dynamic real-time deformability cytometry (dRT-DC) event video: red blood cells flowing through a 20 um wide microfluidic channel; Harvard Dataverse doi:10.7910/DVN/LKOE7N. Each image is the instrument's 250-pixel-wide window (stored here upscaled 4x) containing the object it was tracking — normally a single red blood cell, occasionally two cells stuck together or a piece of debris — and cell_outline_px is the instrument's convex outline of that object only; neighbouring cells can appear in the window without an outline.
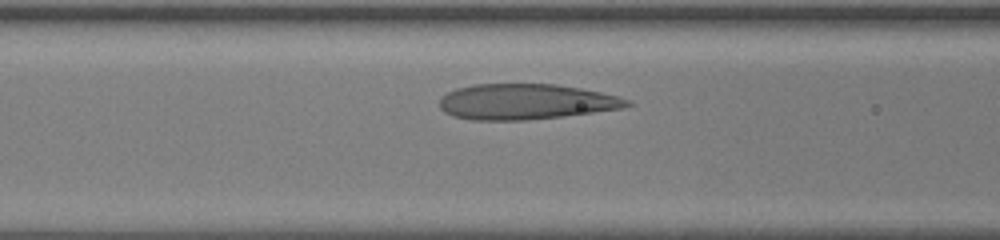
{"species": "human", "species_latin": "Homo sapiens", "temperature_condition": "room temperature", "stored_images_in_passage": 33, "camera_frame_rate_fps": 3000, "um_per_image_px": 0.085, "donor": {"sex": "female"}, "frame": {"image": 1, "passage_image": 11, "time_ms": 3.333, "image_size_px": [1000, 240], "cell_outline_px": [[632, 104], [624, 108], [560, 116], [524, 120], [472, 120], [452, 116], [444, 112], [440, 108], [440, 100], [448, 92], [456, 88], [476, 84], [556, 84], [580, 88], [620, 96], [632, 100]], "centroid_in_image_um": [44.7, 8.64], "position_along_channel_um": 121.9, "area_um2": 38.78}}
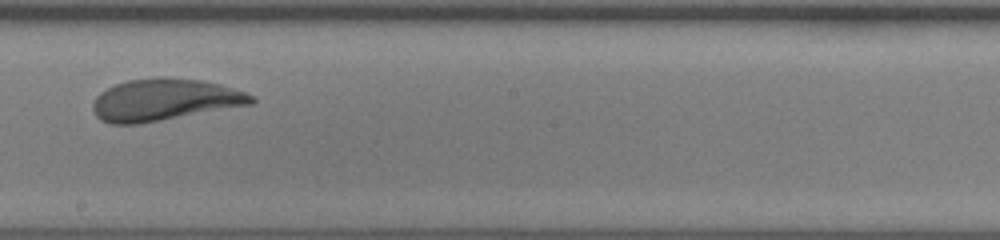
{"frame": {"image": 2, "passage_image": 20, "time_ms": 6.333, "image_size_px": [1000, 240], "cell_outline_px": [[256, 100], [252, 104], [140, 124], [108, 124], [100, 120], [92, 112], [92, 104], [96, 96], [100, 92], [116, 84], [128, 80], [164, 76], [200, 80], [220, 84], [256, 96]], "centroid_in_image_um": [13.95, 8.49], "position_along_channel_um": 234.2, "area_um2": 38.9}}
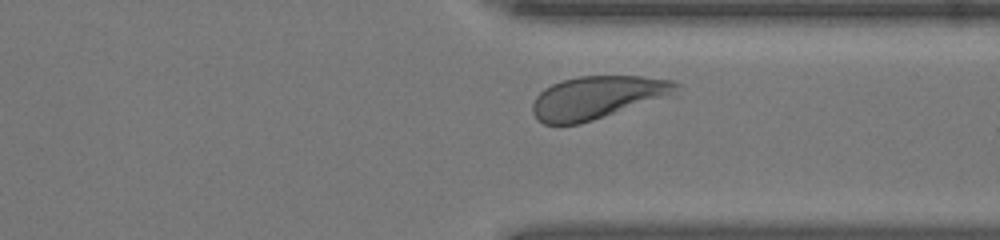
{"frame": {"image": 3, "passage_image": 30, "time_ms": 9.667, "image_size_px": [1000, 240], "cell_outline_px": [[684, 88], [680, 96], [580, 124], [544, 124], [536, 120], [532, 112], [532, 104], [536, 96], [544, 88], [552, 84], [576, 76], [644, 76], [672, 80], [680, 84]], "centroid_in_image_um": [50.95, 8.29], "position_along_channel_um": 360.4, "area_um2": 37.4}, "authors_computed_cell_mechanics": {"area_um2": 37.859, "velocity_mm_per_s": 3.7535, "shape_relaxation_time_tau1_ms": 4.8521, "shape_relaxation_time_tau2_ms": 0.8401, "deformation_change_tau1": 0.174, "deformation_change_tau2": 0.0718}}